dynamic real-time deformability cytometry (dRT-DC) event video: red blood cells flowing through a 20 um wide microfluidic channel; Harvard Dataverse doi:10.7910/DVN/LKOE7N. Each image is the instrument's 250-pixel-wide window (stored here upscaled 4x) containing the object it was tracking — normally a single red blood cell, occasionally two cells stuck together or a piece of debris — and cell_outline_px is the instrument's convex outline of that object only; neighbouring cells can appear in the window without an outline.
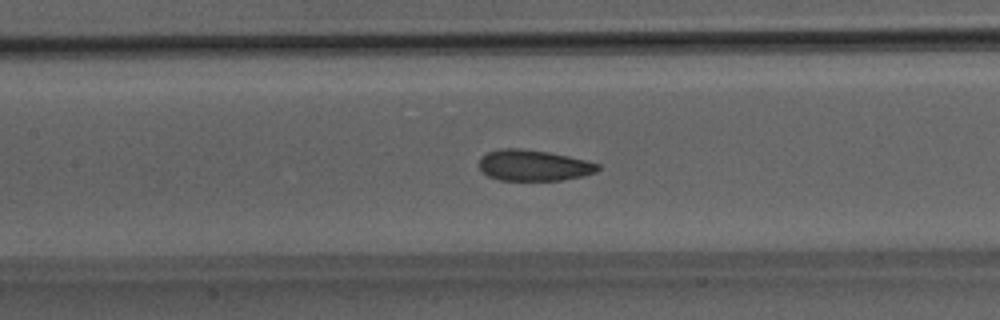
{"species": "Egyptian fruit bat (a non-hibernating species)", "species_latin": "Rousettus aegyptiacus", "temperature_condition": "room temperature", "stored_images_in_passage": 51, "segment_of_instrument_passage": [1, 2], "camera_frame_rate_fps": 3000, "um_per_image_px": 0.085, "animal": {"sex": "male"}, "frame": {"image": 1, "passage_image": 23, "time_ms": 7.333, "image_size_px": [1000, 320], "cell_outline_px": [[600, 168], [596, 172], [580, 176], [560, 180], [500, 180], [488, 176], [480, 168], [480, 156], [488, 152], [500, 148], [520, 148], [548, 152], [568, 156], [600, 164]], "centroid_in_image_um": [45.34, 14.05], "position_along_channel_um": 162.1, "area_um2": 21.27}}
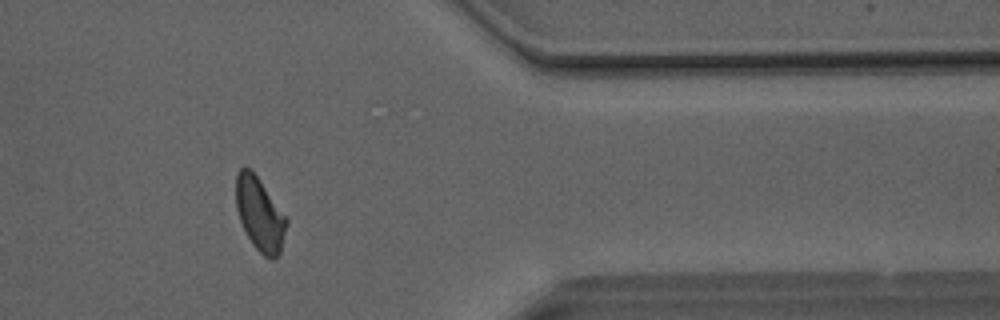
{"frame": {"image": 2, "passage_image": 41, "time_ms": 13.333, "image_size_px": [1000, 320], "cell_outline_px": [[288, 220], [280, 252], [272, 260], [264, 256], [252, 244], [240, 220], [236, 208], [236, 172], [240, 168], [248, 168], [260, 180]], "centroid_in_image_um": [22.07, 18.21], "position_along_channel_um": 389.3, "area_um2": 21.15}}
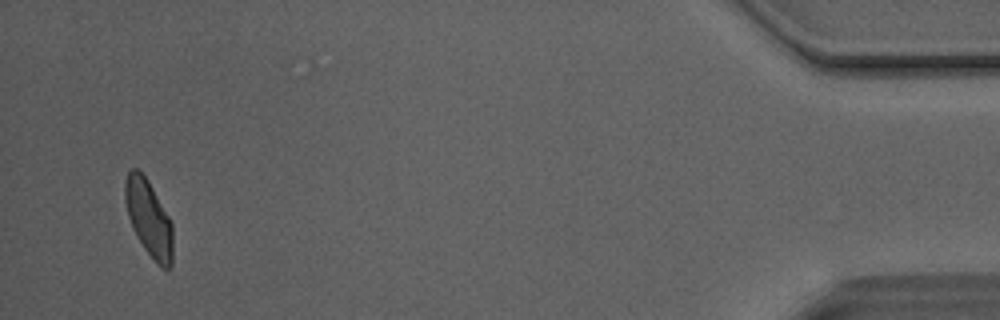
{"frame": {"image": 3, "passage_image": 48, "time_ms": 15.667, "image_size_px": [1000, 320], "cell_outline_px": [[172, 264], [168, 268], [160, 268], [144, 248], [136, 236], [132, 228], [128, 216], [124, 200], [124, 180], [128, 172], [132, 168], [136, 168], [148, 180], [168, 216], [172, 224]], "centroid_in_image_um": [12.62, 18.55], "position_along_channel_um": 422.6, "area_um2": 21.21}}